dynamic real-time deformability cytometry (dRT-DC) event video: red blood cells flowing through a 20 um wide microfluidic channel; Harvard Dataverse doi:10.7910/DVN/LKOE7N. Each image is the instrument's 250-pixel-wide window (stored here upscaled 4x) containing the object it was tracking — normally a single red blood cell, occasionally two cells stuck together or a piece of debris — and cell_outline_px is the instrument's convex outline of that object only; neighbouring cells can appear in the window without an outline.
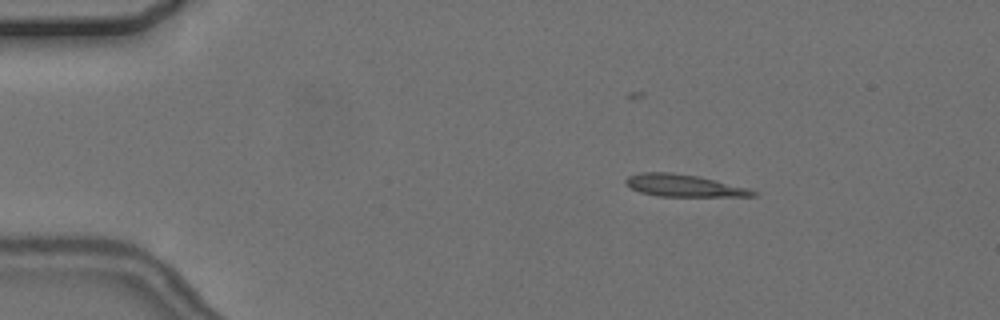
{"species": "common noctule bat (a hibernating species)", "species_latin": "Nyctalus noctula", "temperature_condition": "cold", "stored_images_in_passage": 3, "camera_frame_rate_fps": 3000, "um_per_image_px": 0.085, "animal": {"sex": "female", "body_mass_g": 24.6, "forearm_length_mm": 56.2}, "frame": {"image": 1, "passage_image": 1, "time_ms": 0.0, "image_size_px": [1000, 320], "cell_outline_px": [[756, 196], [656, 196], [640, 192], [624, 184], [624, 180], [628, 176], [640, 172], [672, 172], [700, 176], [748, 188], [756, 192]], "centroid_in_image_um": [58.07, 15.76], "position_along_channel_um": 26.9, "area_um2": 16.47}}